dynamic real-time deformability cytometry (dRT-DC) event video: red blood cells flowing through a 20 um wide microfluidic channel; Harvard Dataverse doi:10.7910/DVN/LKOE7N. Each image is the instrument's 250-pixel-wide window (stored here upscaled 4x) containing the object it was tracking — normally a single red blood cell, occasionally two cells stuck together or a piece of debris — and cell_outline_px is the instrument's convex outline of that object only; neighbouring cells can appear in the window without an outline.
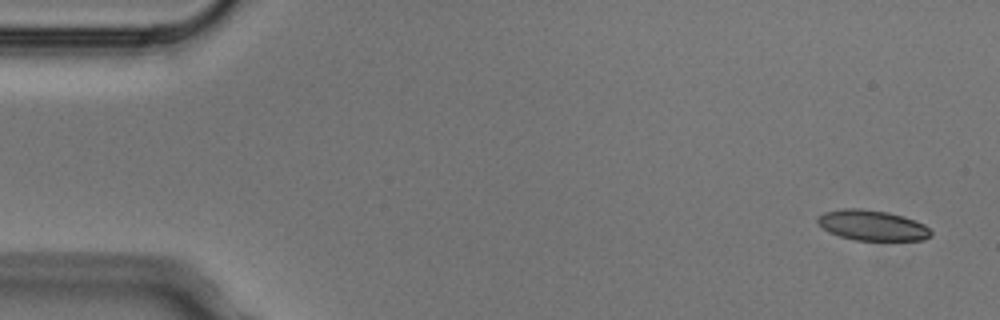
{"species": "Egyptian fruit bat (a non-hibernating species)", "species_latin": "Rousettus aegyptiacus", "temperature_condition": "cold", "stored_images_in_passage": 4, "camera_frame_rate_fps": 3000, "um_per_image_px": 0.085, "animal": {"sex": "male"}, "frame": {"image": 1, "passage_image": 1, "time_ms": 0.0, "image_size_px": [1000, 320], "cell_outline_px": [[932, 236], [924, 240], [856, 240], [840, 236], [828, 232], [816, 220], [816, 216], [824, 212], [844, 208], [860, 208], [888, 212], [904, 216], [916, 220], [924, 224], [932, 232]], "centroid_in_image_um": [74.15, 19.14], "position_along_channel_um": 10.8, "area_um2": 20.17}}
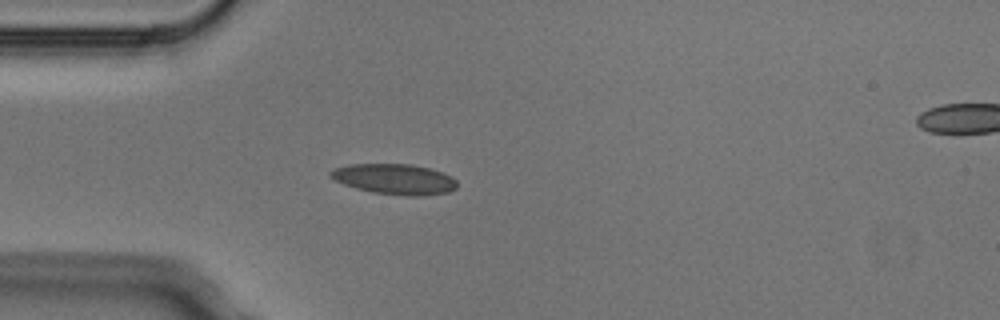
{"frame": {"image": 2, "passage_image": 4, "time_ms": 1.0, "image_size_px": [1000, 320], "cell_outline_px": [[456, 188], [448, 192], [420, 196], [404, 196], [372, 192], [356, 188], [344, 184], [328, 176], [328, 172], [336, 168], [348, 164], [412, 164], [444, 172], [452, 176], [456, 180]], "centroid_in_image_um": [33.55, 15.22], "position_along_channel_um": 51.5, "area_um2": 22.54}}